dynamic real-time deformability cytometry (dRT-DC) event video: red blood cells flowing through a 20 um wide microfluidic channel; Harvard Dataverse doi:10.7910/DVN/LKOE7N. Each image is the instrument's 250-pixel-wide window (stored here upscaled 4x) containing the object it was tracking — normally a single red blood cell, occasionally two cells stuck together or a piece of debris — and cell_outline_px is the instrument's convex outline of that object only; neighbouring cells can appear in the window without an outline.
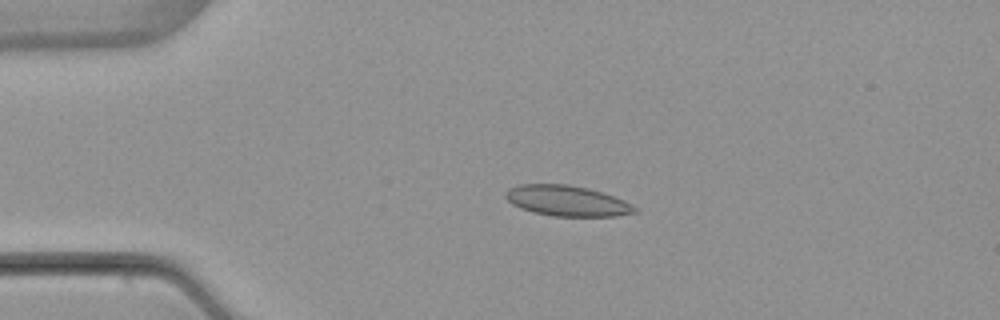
{"species": "common noctule bat (a hibernating species)", "species_latin": "Nyctalus noctula", "temperature_condition": "warm", "stored_images_in_passage": 5, "camera_frame_rate_fps": 3000, "um_per_image_px": 0.085, "animal": {"sex": "female", "body_mass_g": 22.7, "forearm_length_mm": 54.2}, "frame": {"image": 1, "passage_image": 3, "time_ms": 2.667, "image_size_px": [1000, 320], "cell_outline_px": [[640, 212], [616, 216], [552, 216], [532, 212], [520, 208], [512, 204], [504, 196], [504, 192], [508, 188], [520, 184], [568, 184], [588, 188], [624, 200], [640, 208]], "centroid_in_image_um": [48.21, 17.07], "position_along_channel_um": 36.8, "area_um2": 23.24}}
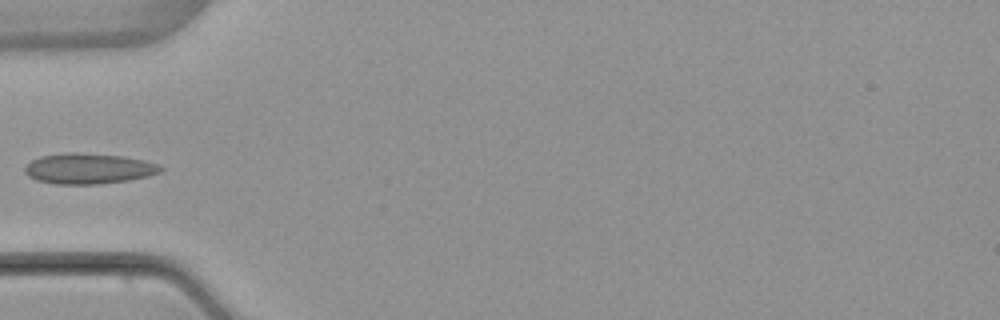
{"frame": {"image": 2, "passage_image": 4, "time_ms": 4.667, "image_size_px": [1000, 320], "cell_outline_px": [[164, 168], [160, 172], [148, 176], [128, 180], [100, 184], [56, 184], [36, 180], [28, 176], [24, 172], [24, 168], [32, 160], [40, 156], [72, 152], [76, 152], [124, 156], [144, 160], [160, 164]], "centroid_in_image_um": [7.55, 14.33], "position_along_channel_um": 77.5, "area_um2": 24.28}}
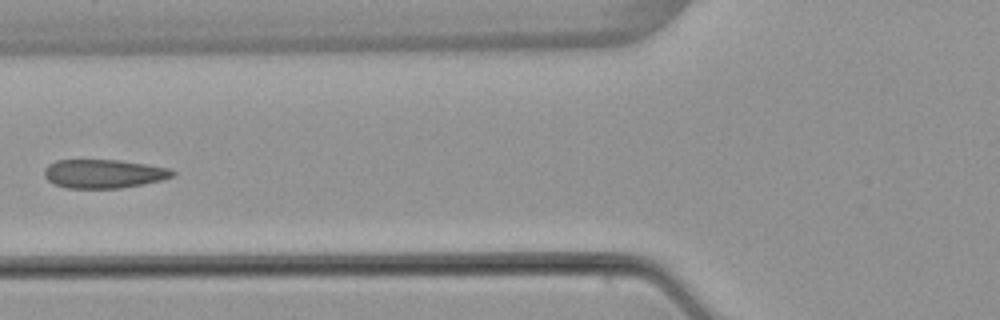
{"frame": {"image": 3, "passage_image": 5, "time_ms": 5.667, "image_size_px": [1000, 320], "cell_outline_px": [[176, 176], [144, 184], [120, 188], [68, 188], [56, 184], [48, 180], [44, 176], [44, 168], [48, 164], [56, 160], [120, 160], [148, 164], [168, 168], [176, 172]], "centroid_in_image_um": [8.83, 14.76], "position_along_channel_um": 117.0, "area_um2": 21.56}}